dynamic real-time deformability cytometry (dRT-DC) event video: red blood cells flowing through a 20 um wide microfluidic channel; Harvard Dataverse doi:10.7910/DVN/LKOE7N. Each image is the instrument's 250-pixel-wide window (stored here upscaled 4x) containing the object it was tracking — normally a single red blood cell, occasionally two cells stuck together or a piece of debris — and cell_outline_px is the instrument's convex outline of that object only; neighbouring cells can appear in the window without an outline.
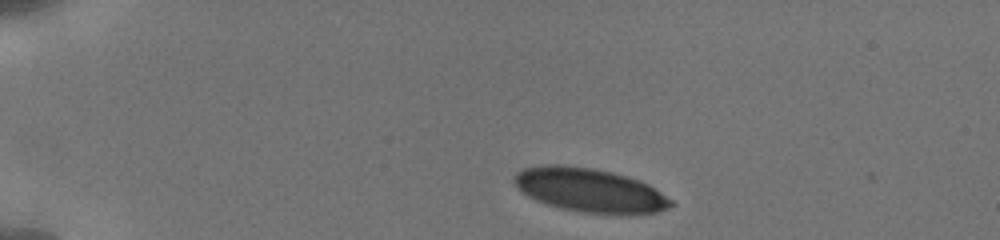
{"species": "human", "species_latin": "Homo sapiens", "temperature_condition": "cold", "stored_images_in_passage": 3, "camera_frame_rate_fps": 3000, "um_per_image_px": 0.085, "donor": {"sex": "male"}, "frame": {"image": 1, "passage_image": 1, "time_ms": 0.0, "image_size_px": [1000, 240], "cell_outline_px": [[672, 204], [668, 208], [656, 212], [628, 216], [580, 212], [560, 208], [536, 200], [528, 196], [512, 180], [516, 172], [524, 168], [544, 164], [560, 164], [592, 168], [612, 172], [640, 180], [648, 184], [672, 200]], "centroid_in_image_um": [50.15, 16.18], "position_along_channel_um": 34.9, "area_um2": 40.34}}